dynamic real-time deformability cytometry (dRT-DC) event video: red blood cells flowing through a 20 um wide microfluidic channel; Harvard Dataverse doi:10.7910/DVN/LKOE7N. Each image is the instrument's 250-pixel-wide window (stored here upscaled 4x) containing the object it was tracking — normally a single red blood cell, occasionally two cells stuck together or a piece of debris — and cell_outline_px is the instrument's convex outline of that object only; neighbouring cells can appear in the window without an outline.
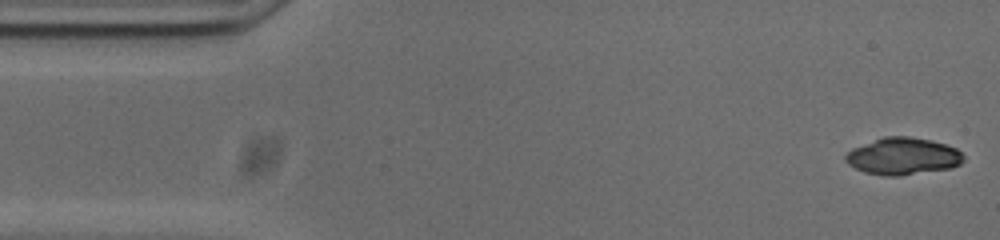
{"species": "common noctule bat (a hibernating species)", "species_latin": "Nyctalus noctula", "temperature_condition": "cold", "stored_images_in_passage": 52, "camera_frame_rate_fps": 3000, "um_per_image_px": 0.085, "animal": {"sex": "male", "body_mass_g": 20.0, "forearm_length_mm": 53.3}, "frame": {"image": 1, "passage_image": 1, "time_ms": 0.0, "image_size_px": [1000, 240], "cell_outline_px": [[964, 160], [960, 164], [952, 168], [900, 176], [884, 176], [864, 172], [848, 164], [844, 160], [844, 156], [852, 148], [884, 136], [908, 136], [928, 140], [944, 144], [956, 148], [964, 156]], "centroid_in_image_um": [76.73, 13.29], "position_along_channel_um": 8.3, "area_um2": 25.49}}
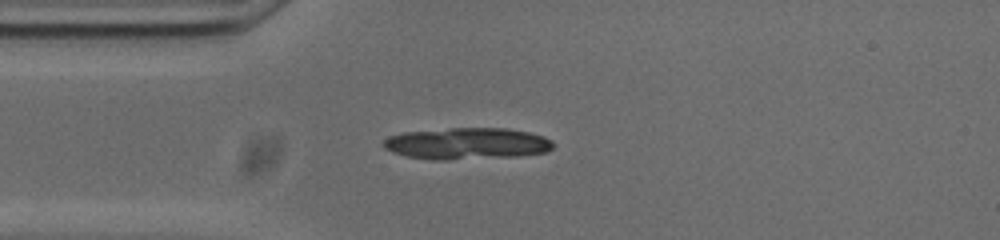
{"frame": {"image": 2, "passage_image": 12, "time_ms": 3.667, "image_size_px": [1000, 240], "cell_outline_px": [[556, 144], [552, 148], [544, 152], [516, 156], [448, 160], [432, 160], [408, 156], [392, 152], [384, 148], [380, 144], [388, 136], [404, 132], [448, 128], [504, 128], [528, 132], [544, 136], [552, 140]], "centroid_in_image_um": [39.66, 12.2], "position_along_channel_um": 45.3, "area_um2": 31.44}, "authors_computed_cell_mechanics": {"area_um2": 24.8251, "velocity_mm_per_s": 3.7514, "shape_relaxation_time_tau1_ms": null, "shape_relaxation_time_tau2_ms": 3.6552, "deformation_change_tau1": null, "deformation_change_tau2": 0.0805}}